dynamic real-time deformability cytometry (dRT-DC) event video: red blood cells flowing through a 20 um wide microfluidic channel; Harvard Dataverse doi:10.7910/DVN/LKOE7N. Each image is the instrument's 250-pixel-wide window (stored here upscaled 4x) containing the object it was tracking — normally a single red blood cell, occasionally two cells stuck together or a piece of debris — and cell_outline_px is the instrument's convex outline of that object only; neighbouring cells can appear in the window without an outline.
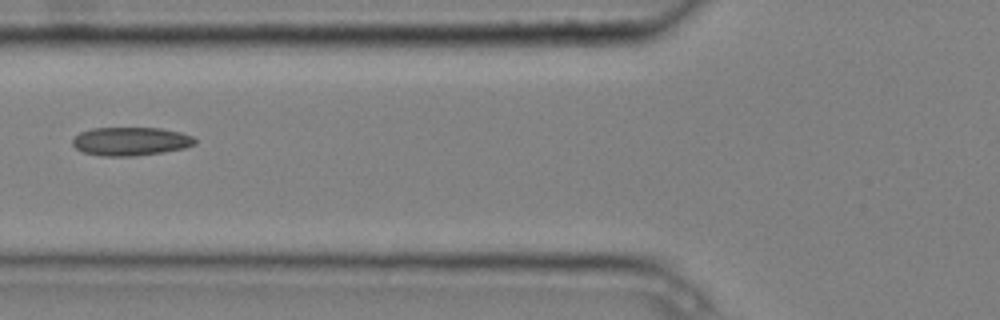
{"species": "common noctule bat (a hibernating species)", "species_latin": "Nyctalus noctula", "temperature_condition": "cold", "stored_images_in_passage": 8, "camera_frame_rate_fps": 3000, "um_per_image_px": 0.085, "animal": {"sex": "male", "body_mass_g": 20.4}, "frame": {"image": 1, "passage_image": 6, "time_ms": 1.667, "image_size_px": [1000, 320], "cell_outline_px": [[196, 144], [184, 148], [136, 156], [100, 156], [80, 152], [72, 144], [72, 140], [80, 132], [92, 128], [160, 128], [180, 132], [192, 136], [196, 140]], "centroid_in_image_um": [11.07, 12.02], "position_along_channel_um": 114.7, "area_um2": 20.35}}
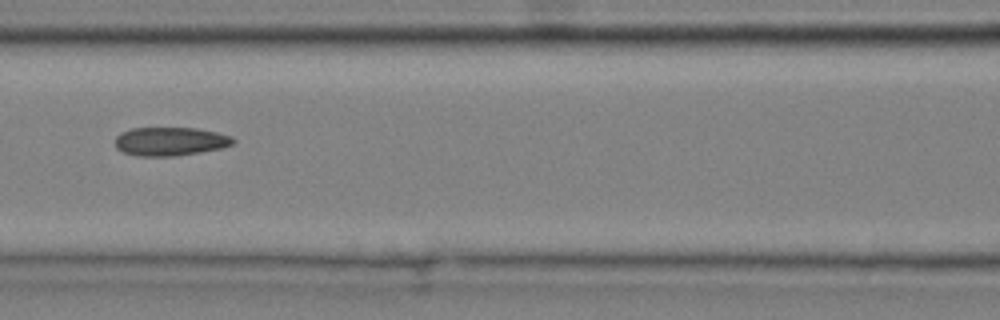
{"frame": {"image": 2, "passage_image": 7, "time_ms": 2.0, "image_size_px": [1000, 320], "cell_outline_px": [[236, 140], [232, 144], [220, 148], [200, 152], [176, 156], [136, 156], [124, 152], [116, 148], [116, 136], [120, 132], [132, 128], [196, 128], [216, 132], [232, 136]], "centroid_in_image_um": [14.46, 12.02], "position_along_channel_um": 152.1, "area_um2": 19.65}}
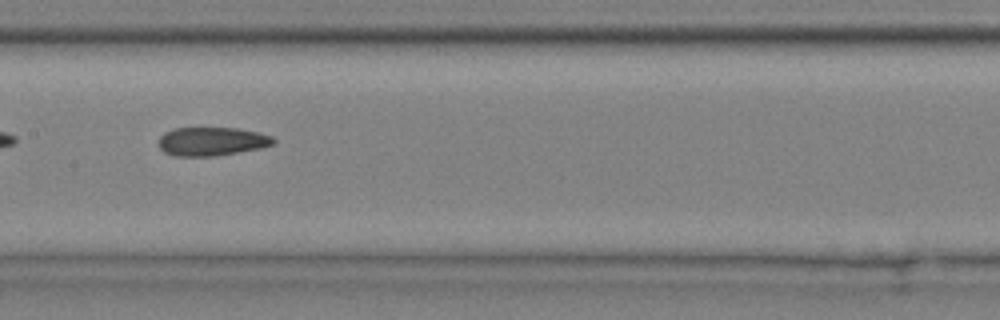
{"frame": {"image": 3, "passage_image": 8, "time_ms": 2.333, "image_size_px": [1000, 320], "cell_outline_px": [[276, 144], [260, 148], [216, 156], [172, 156], [164, 152], [160, 148], [160, 136], [164, 132], [172, 128], [236, 128], [256, 132], [272, 136], [276, 140]], "centroid_in_image_um": [18.0, 12.02], "position_along_channel_um": 189.4, "area_um2": 19.19}}